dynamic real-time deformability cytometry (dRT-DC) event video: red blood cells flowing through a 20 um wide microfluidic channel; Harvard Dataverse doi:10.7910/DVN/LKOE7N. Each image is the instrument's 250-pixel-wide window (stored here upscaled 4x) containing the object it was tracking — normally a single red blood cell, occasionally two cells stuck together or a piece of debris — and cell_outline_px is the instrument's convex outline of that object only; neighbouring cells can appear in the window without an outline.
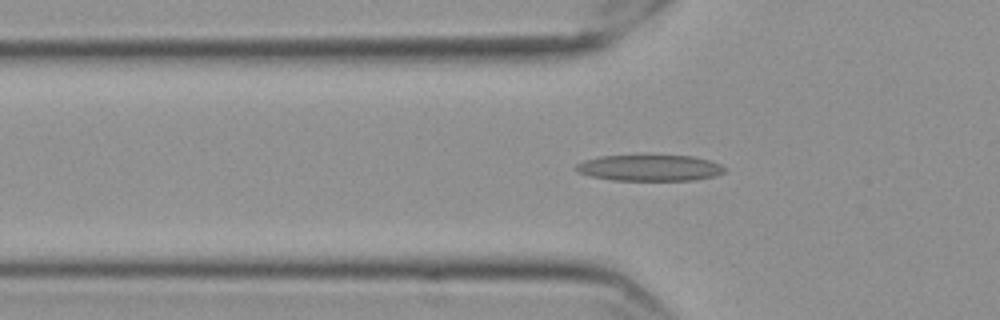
{"species": "Egyptian fruit bat (a non-hibernating species)", "species_latin": "Rousettus aegyptiacus", "temperature_condition": "cold", "stored_images_in_passage": 54, "camera_frame_rate_fps": 3000, "um_per_image_px": 0.085, "frame": {"image": 1, "passage_image": 20, "time_ms": 6.333, "image_size_px": [1000, 320], "cell_outline_px": [[724, 172], [712, 176], [692, 180], [612, 180], [592, 176], [576, 172], [572, 168], [576, 164], [584, 160], [600, 156], [692, 156], [708, 160], [720, 164], [724, 168]], "centroid_in_image_um": [55.15, 14.27], "position_along_channel_um": 70.7, "area_um2": 22.37}}
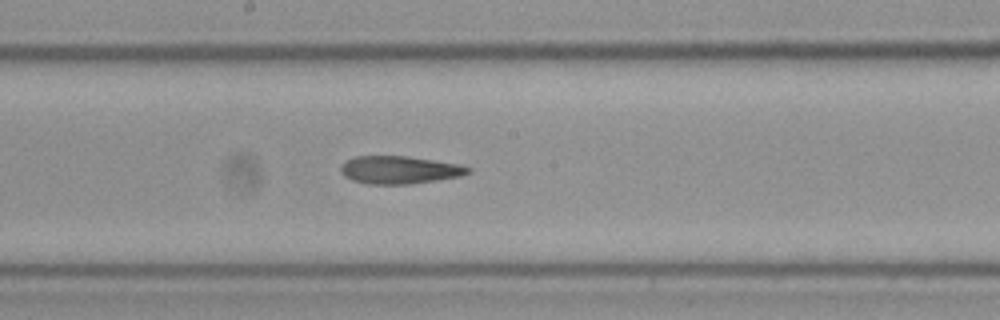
{"frame": {"image": 2, "passage_image": 32, "time_ms": 10.333, "image_size_px": [1000, 320], "cell_outline_px": [[472, 172], [460, 176], [412, 184], [368, 184], [352, 180], [344, 176], [340, 172], [340, 168], [348, 160], [356, 156], [404, 156], [432, 160], [456, 164], [472, 168]], "centroid_in_image_um": [33.95, 14.45], "position_along_channel_um": 214.3, "area_um2": 20.4}}
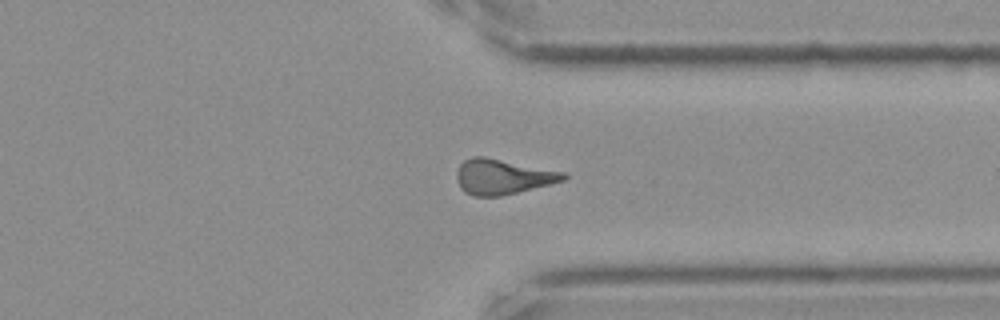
{"frame": {"image": 3, "passage_image": 45, "time_ms": 14.667, "image_size_px": [1000, 320], "cell_outline_px": [[568, 176], [564, 180], [500, 196], [472, 196], [464, 192], [460, 188], [456, 180], [456, 172], [460, 164], [464, 160], [472, 156], [484, 156], [564, 172]], "centroid_in_image_um": [42.65, 15.01], "position_along_channel_um": 368.7, "area_um2": 21.73}}